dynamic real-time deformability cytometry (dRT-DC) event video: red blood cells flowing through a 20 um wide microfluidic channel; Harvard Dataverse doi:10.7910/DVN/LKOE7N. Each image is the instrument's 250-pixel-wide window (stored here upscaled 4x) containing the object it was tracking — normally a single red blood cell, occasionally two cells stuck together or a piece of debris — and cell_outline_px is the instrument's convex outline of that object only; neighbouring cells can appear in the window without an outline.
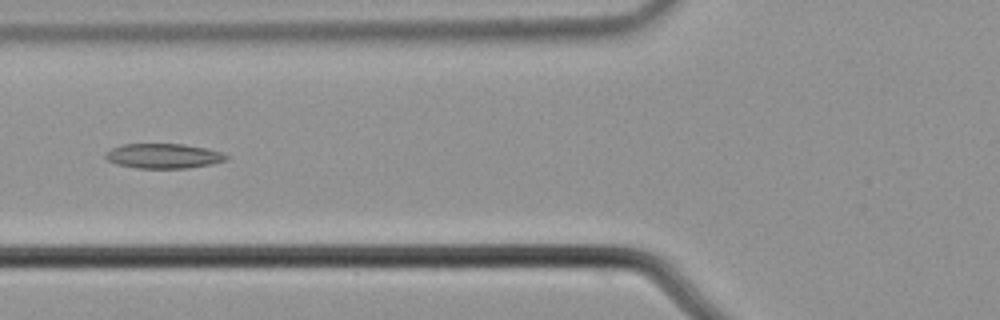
{"species": "common noctule bat (a hibernating species)", "species_latin": "Nyctalus noctula", "temperature_condition": "cold", "stored_images_in_passage": 8, "camera_frame_rate_fps": 3000, "um_per_image_px": 0.085, "animal": {"sex": "male", "body_mass_g": 21.5, "forearm_length_mm": 52.0}, "frame": {"image": 1, "passage_image": 7, "time_ms": 2.0, "image_size_px": [1000, 320], "cell_outline_px": [[228, 160], [212, 164], [188, 168], [136, 168], [116, 164], [108, 160], [104, 156], [104, 152], [120, 144], [184, 144], [208, 148], [224, 152], [228, 156]], "centroid_in_image_um": [13.91, 13.25], "position_along_channel_um": 111.9, "area_um2": 17.74}}
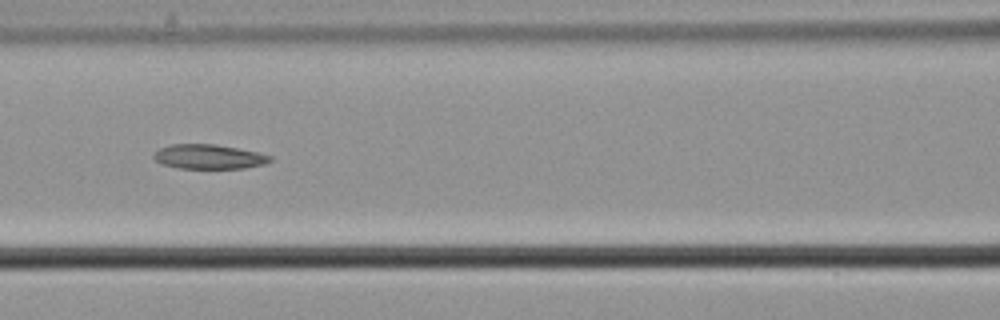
{"frame": {"image": 2, "passage_image": 8, "time_ms": 2.333, "image_size_px": [1000, 320], "cell_outline_px": [[272, 160], [264, 164], [244, 168], [176, 168], [160, 164], [152, 156], [160, 148], [172, 144], [216, 144], [256, 152], [272, 156]], "centroid_in_image_um": [17.73, 13.32], "position_along_channel_um": 148.9, "area_um2": 16.53}}